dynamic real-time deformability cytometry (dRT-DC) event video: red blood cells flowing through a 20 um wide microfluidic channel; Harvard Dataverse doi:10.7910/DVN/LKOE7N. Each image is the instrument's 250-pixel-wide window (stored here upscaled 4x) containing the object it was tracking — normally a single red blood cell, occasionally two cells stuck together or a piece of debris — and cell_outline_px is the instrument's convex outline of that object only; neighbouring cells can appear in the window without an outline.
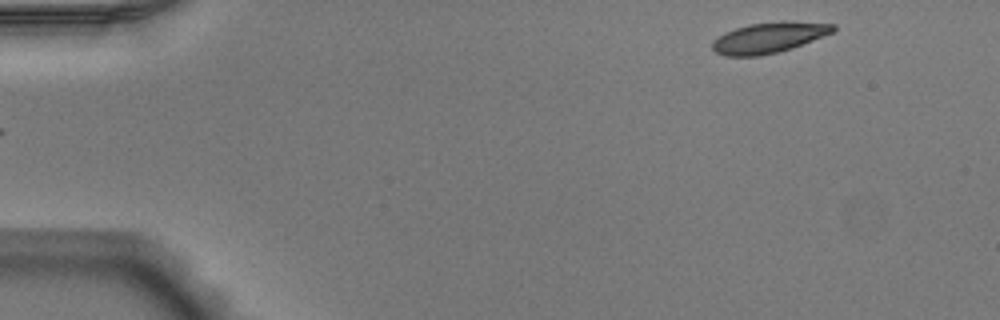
{"species": "Egyptian fruit bat (a non-hibernating species)", "species_latin": "Rousettus aegyptiacus", "temperature_condition": "warm", "stored_images_in_passage": 48, "camera_frame_rate_fps": 3000, "um_per_image_px": 0.085, "animal": {"sex": "male"}, "frame": {"image": 1, "passage_image": 2, "time_ms": 0.333, "image_size_px": [1000, 320], "cell_outline_px": [[836, 28], [832, 32], [792, 48], [776, 52], [756, 56], [724, 56], [716, 52], [712, 48], [712, 40], [724, 32], [748, 24], [780, 20], [784, 20], [836, 24]], "centroid_in_image_um": [65.33, 3.18], "position_along_channel_um": 19.7, "area_um2": 21.62}}
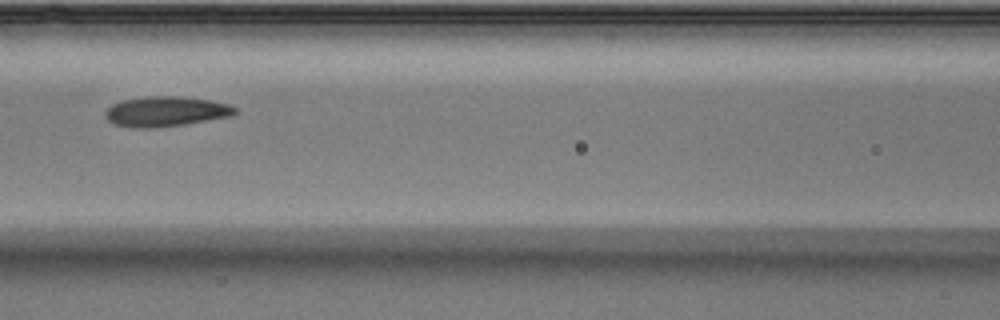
{"frame": {"image": 2, "passage_image": 20, "time_ms": 6.333, "image_size_px": [1000, 320], "cell_outline_px": [[236, 112], [228, 116], [184, 124], [148, 128], [132, 128], [112, 124], [108, 120], [104, 112], [112, 104], [124, 100], [144, 96], [180, 96], [208, 100], [228, 104], [236, 108]], "centroid_in_image_um": [14.02, 9.47], "position_along_channel_um": 152.6, "area_um2": 22.48}}
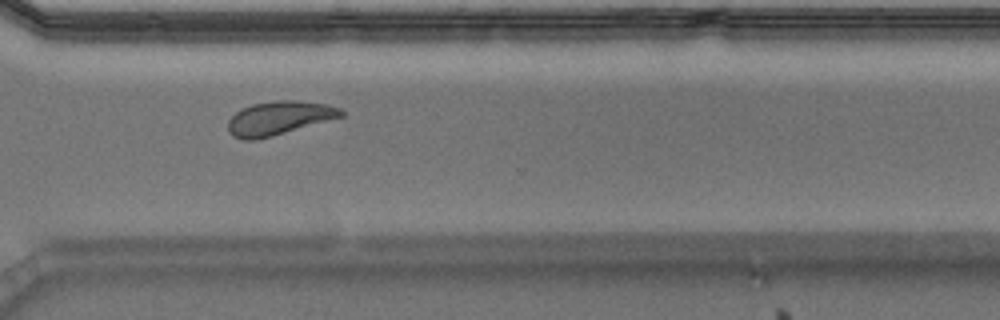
{"frame": {"image": 3, "passage_image": 35, "time_ms": 11.333, "image_size_px": [1000, 320], "cell_outline_px": [[344, 116], [272, 136], [256, 140], [244, 140], [232, 136], [228, 132], [228, 120], [236, 112], [252, 104], [276, 100], [296, 100], [324, 104], [340, 108], [344, 112]], "centroid_in_image_um": [23.69, 10.04], "position_along_channel_um": 346.9, "area_um2": 22.08}, "authors_computed_cell_mechanics": {"area_um2": 22.3975, "velocity_mm_per_s": 3.896, "shape_relaxation_time_tau1_ms": 3.2701, "shape_relaxation_time_tau2_ms": 2.5881, "deformation_change_tau1": 0.1117, "deformation_change_tau2": 0.0946}}